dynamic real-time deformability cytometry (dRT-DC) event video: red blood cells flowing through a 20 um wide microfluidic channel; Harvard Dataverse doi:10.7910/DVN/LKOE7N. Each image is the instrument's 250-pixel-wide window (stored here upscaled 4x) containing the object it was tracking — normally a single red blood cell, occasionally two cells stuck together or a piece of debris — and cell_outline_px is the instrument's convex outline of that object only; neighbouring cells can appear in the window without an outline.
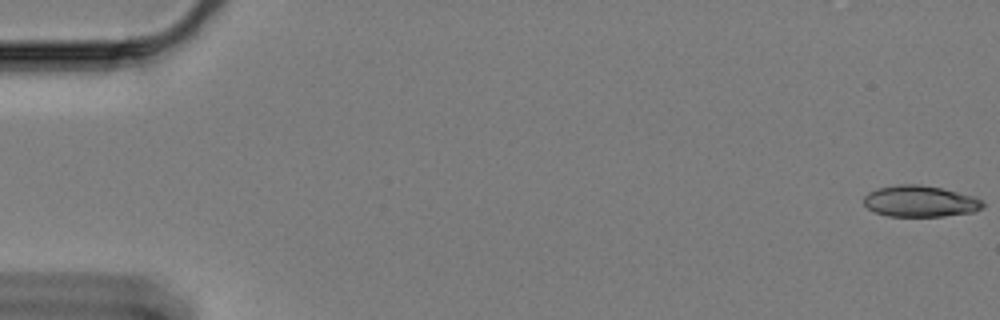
{"species": "Egyptian fruit bat (a non-hibernating species)", "species_latin": "Rousettus aegyptiacus", "temperature_condition": "cold", "stored_images_in_passage": 23, "camera_frame_rate_fps": 3000, "um_per_image_px": 0.085, "animal": {"sex": "female"}, "frame": {"image": 1, "passage_image": 1, "time_ms": 0.0, "image_size_px": [1000, 320], "cell_outline_px": [[984, 208], [972, 212], [944, 216], [888, 216], [876, 212], [868, 208], [864, 204], [864, 196], [868, 192], [880, 188], [900, 184], [920, 184], [940, 188], [972, 196], [980, 200], [984, 204]], "centroid_in_image_um": [78.2, 17.11], "position_along_channel_um": 6.8, "area_um2": 21.44}}
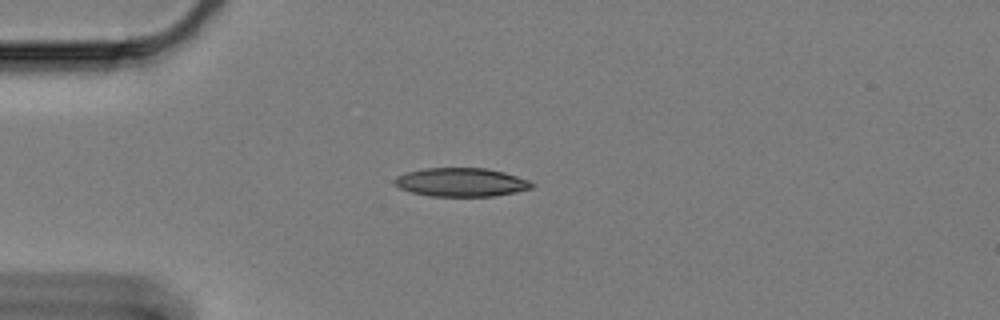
{"frame": {"image": 2, "passage_image": 16, "time_ms": 5.0, "image_size_px": [1000, 320], "cell_outline_px": [[536, 184], [532, 188], [516, 192], [496, 196], [428, 196], [412, 192], [400, 188], [392, 180], [396, 176], [408, 172], [424, 168], [484, 168], [504, 172], [528, 180]], "centroid_in_image_um": [39.21, 15.49], "position_along_channel_um": 45.8, "area_um2": 22.89}}
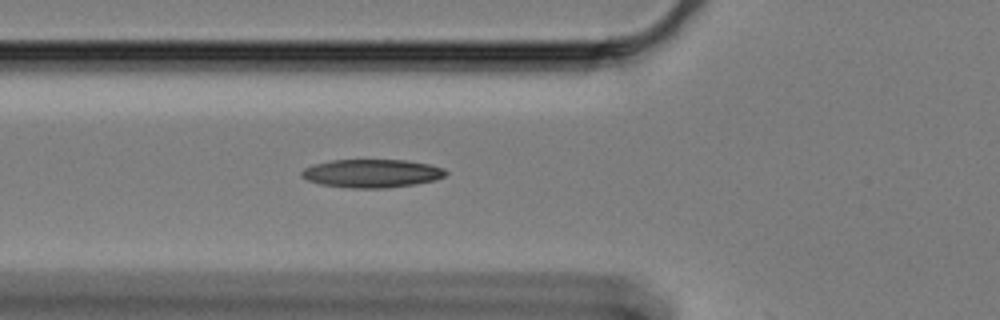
{"frame": {"image": 3, "passage_image": 22, "time_ms": 7.0, "image_size_px": [1000, 320], "cell_outline_px": [[448, 172], [444, 176], [436, 180], [416, 184], [384, 188], [352, 188], [320, 184], [308, 180], [300, 176], [300, 172], [304, 168], [312, 164], [332, 160], [404, 160], [428, 164], [444, 168]], "centroid_in_image_um": [31.59, 14.73], "position_along_channel_um": 94.2, "area_um2": 23.81}}